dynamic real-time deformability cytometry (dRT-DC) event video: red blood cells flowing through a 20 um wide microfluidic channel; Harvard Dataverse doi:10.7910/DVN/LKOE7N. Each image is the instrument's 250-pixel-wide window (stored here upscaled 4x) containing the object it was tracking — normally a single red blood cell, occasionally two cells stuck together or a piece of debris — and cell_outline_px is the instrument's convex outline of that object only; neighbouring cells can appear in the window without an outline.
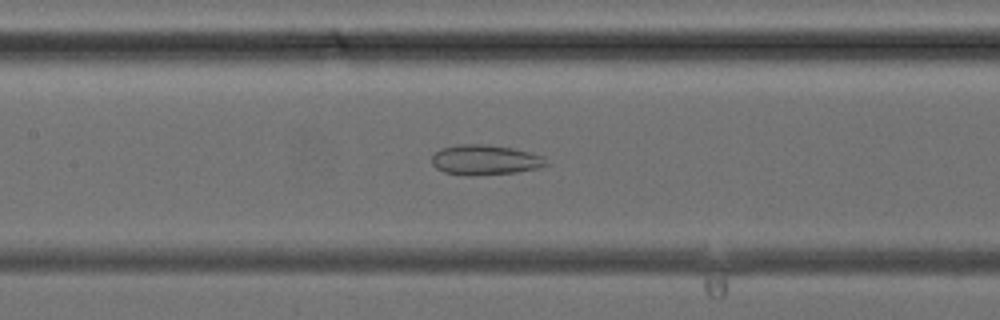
{"species": "common noctule bat (a hibernating species)", "species_latin": "Nyctalus noctula", "temperature_condition": "cold", "stored_images_in_passage": 41, "camera_frame_rate_fps": 3000, "um_per_image_px": 0.085, "animal": {"sex": "female", "body_mass_g": 24.6, "forearm_length_mm": 56.2}, "frame": {"image": 1, "passage_image": 20, "time_ms": 6.333, "image_size_px": [1000, 320], "cell_outline_px": [[548, 164], [536, 168], [516, 172], [472, 176], [468, 176], [444, 172], [436, 168], [432, 164], [432, 156], [440, 148], [460, 144], [484, 144], [512, 148], [544, 156]], "centroid_in_image_um": [41.2, 13.59], "position_along_channel_um": 166.2, "area_um2": 20.0}}
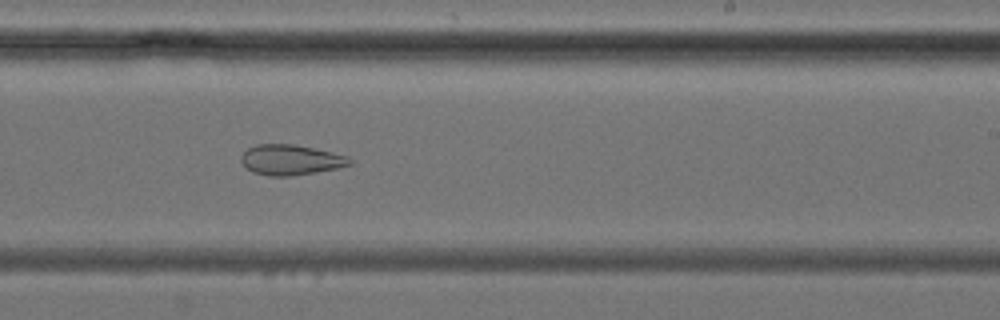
{"frame": {"image": 2, "passage_image": 26, "time_ms": 8.333, "image_size_px": [1000, 320], "cell_outline_px": [[352, 164], [340, 168], [292, 176], [268, 176], [252, 172], [240, 160], [240, 156], [248, 148], [256, 144], [292, 144], [332, 152], [348, 156], [352, 160]], "centroid_in_image_um": [24.72, 13.59], "position_along_channel_um": 264.3, "area_um2": 19.25}}
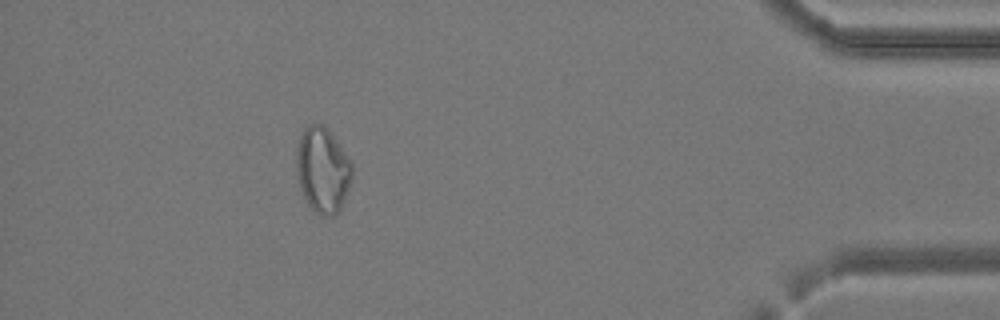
{"frame": {"image": 3, "passage_image": 38, "time_ms": 12.333, "image_size_px": [1000, 320], "cell_outline_px": [[352, 180], [340, 208], [332, 216], [320, 216], [308, 204], [300, 188], [296, 172], [296, 152], [300, 136], [304, 128], [308, 124], [324, 124], [344, 152], [352, 164]], "centroid_in_image_um": [27.41, 14.44], "position_along_channel_um": 407.8, "area_um2": 27.51}}